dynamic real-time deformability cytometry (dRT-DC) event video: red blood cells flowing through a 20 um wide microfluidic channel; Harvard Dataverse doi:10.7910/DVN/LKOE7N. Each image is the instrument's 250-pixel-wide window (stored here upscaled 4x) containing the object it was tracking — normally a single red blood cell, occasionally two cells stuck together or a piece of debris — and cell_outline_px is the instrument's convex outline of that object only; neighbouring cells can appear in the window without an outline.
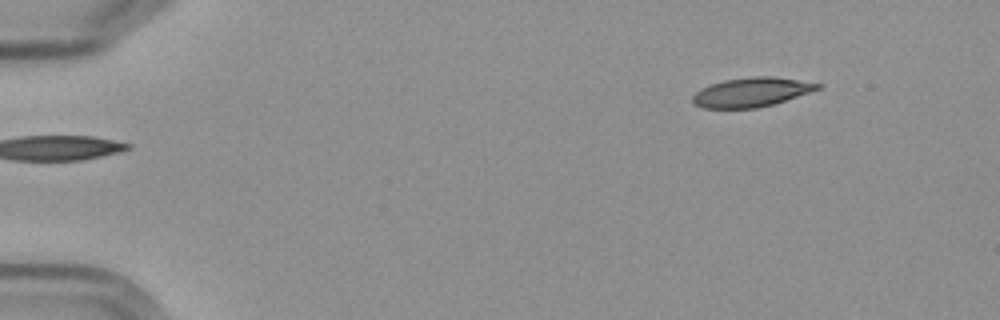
{"species": "Egyptian fruit bat (a non-hibernating species)", "species_latin": "Rousettus aegyptiacus", "temperature_condition": "cold", "stored_images_in_passage": 6, "segment_of_instrument_passage": [2, 2], "camera_frame_rate_fps": 3000, "um_per_image_px": 0.085, "frame": {"image": 1, "passage_image": 6, "time_ms": 6.667, "image_size_px": [1000, 320], "cell_outline_px": [[824, 84], [820, 88], [772, 104], [756, 108], [704, 108], [696, 104], [692, 100], [692, 96], [700, 88], [724, 80], [752, 76], [772, 76]], "centroid_in_image_um": [63.85, 7.82], "position_along_channel_um": 21.2, "area_um2": 20.98}}